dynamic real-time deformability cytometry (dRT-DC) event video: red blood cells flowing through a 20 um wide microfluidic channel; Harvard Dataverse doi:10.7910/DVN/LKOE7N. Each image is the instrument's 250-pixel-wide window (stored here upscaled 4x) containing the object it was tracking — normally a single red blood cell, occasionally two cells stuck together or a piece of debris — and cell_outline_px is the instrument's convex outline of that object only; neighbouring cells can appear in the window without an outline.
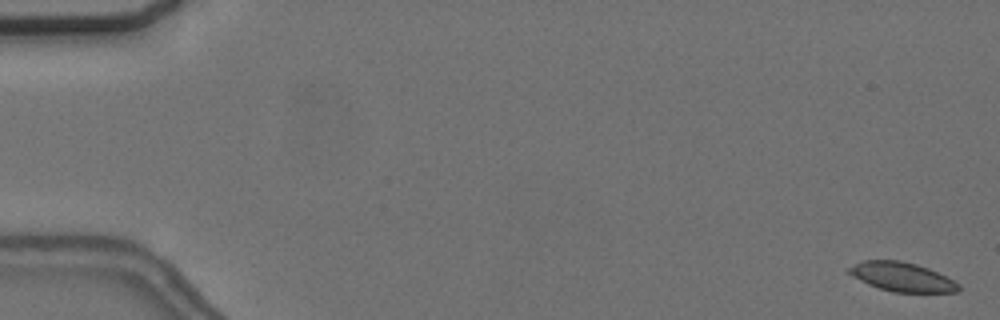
{"species": "common noctule bat (a hibernating species)", "species_latin": "Nyctalus noctula", "temperature_condition": "cold", "stored_images_in_passage": 9, "camera_frame_rate_fps": 3000, "um_per_image_px": 0.085, "animal": {"sex": "female", "body_mass_g": 24.6, "forearm_length_mm": 56.2}, "frame": {"image": 1, "passage_image": 2, "time_ms": 0.333, "image_size_px": [1000, 320], "cell_outline_px": [[960, 292], [892, 292], [868, 284], [844, 272], [844, 268], [864, 260], [900, 260], [916, 264], [928, 268], [960, 284]], "centroid_in_image_um": [76.6, 23.53], "position_along_channel_um": 8.4, "area_um2": 18.67}}